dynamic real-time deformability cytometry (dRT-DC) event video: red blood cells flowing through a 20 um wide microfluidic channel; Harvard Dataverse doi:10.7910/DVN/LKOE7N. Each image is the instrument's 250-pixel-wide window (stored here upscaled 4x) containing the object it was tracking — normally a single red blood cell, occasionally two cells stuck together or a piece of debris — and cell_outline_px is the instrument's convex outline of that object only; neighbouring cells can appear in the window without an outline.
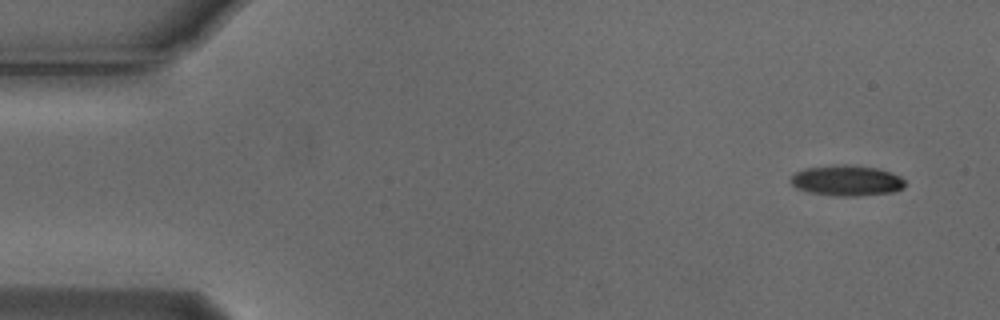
{"species": "Egyptian fruit bat (a non-hibernating species)", "species_latin": "Rousettus aegyptiacus", "temperature_condition": "cold", "stored_images_in_passage": 5, "camera_frame_rate_fps": 3000, "um_per_image_px": 0.085, "animal": {"sex": "male"}, "frame": {"image": 1, "passage_image": 1, "time_ms": 0.0, "image_size_px": [1000, 320], "cell_outline_px": [[904, 188], [892, 192], [856, 196], [832, 196], [812, 192], [796, 188], [792, 184], [792, 176], [796, 172], [804, 168], [832, 164], [852, 164], [880, 168], [900, 176], [904, 180]], "centroid_in_image_um": [71.99, 15.32], "position_along_channel_um": 13.0, "area_um2": 20.58}}
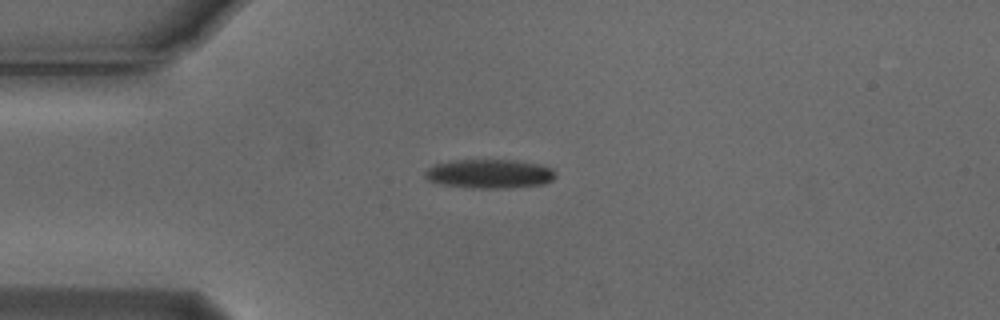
{"frame": {"image": 2, "passage_image": 4, "time_ms": 1.0, "image_size_px": [1000, 320], "cell_outline_px": [[556, 176], [552, 180], [544, 184], [512, 188], [472, 188], [444, 184], [428, 180], [424, 176], [424, 172], [428, 168], [436, 164], [456, 160], [516, 160], [540, 164], [552, 168], [556, 172]], "centroid_in_image_um": [41.66, 14.77], "position_along_channel_um": 43.3, "area_um2": 22.14}}